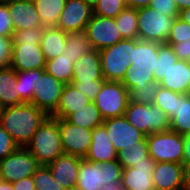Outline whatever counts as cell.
Returning a JSON list of instances; mask_svg holds the SVG:
<instances>
[{
	"label": "cell",
	"mask_w": 190,
	"mask_h": 190,
	"mask_svg": "<svg viewBox=\"0 0 190 190\" xmlns=\"http://www.w3.org/2000/svg\"><path fill=\"white\" fill-rule=\"evenodd\" d=\"M160 88L158 81H150L142 89H133L130 91V101L136 104L152 105Z\"/></svg>",
	"instance_id": "74e56055"
},
{
	"label": "cell",
	"mask_w": 190,
	"mask_h": 190,
	"mask_svg": "<svg viewBox=\"0 0 190 190\" xmlns=\"http://www.w3.org/2000/svg\"><path fill=\"white\" fill-rule=\"evenodd\" d=\"M0 103L4 107L24 103L19 97L16 71L11 66L0 68Z\"/></svg>",
	"instance_id": "d4e9b609"
},
{
	"label": "cell",
	"mask_w": 190,
	"mask_h": 190,
	"mask_svg": "<svg viewBox=\"0 0 190 190\" xmlns=\"http://www.w3.org/2000/svg\"><path fill=\"white\" fill-rule=\"evenodd\" d=\"M44 26H37L22 30H14L12 45H24V43H33L41 45L42 35L45 31Z\"/></svg>",
	"instance_id": "f35d334b"
},
{
	"label": "cell",
	"mask_w": 190,
	"mask_h": 190,
	"mask_svg": "<svg viewBox=\"0 0 190 190\" xmlns=\"http://www.w3.org/2000/svg\"><path fill=\"white\" fill-rule=\"evenodd\" d=\"M89 102V98L80 93L73 84H65L58 107L51 116L57 119H66Z\"/></svg>",
	"instance_id": "cb8c5ba5"
},
{
	"label": "cell",
	"mask_w": 190,
	"mask_h": 190,
	"mask_svg": "<svg viewBox=\"0 0 190 190\" xmlns=\"http://www.w3.org/2000/svg\"><path fill=\"white\" fill-rule=\"evenodd\" d=\"M14 190H33L35 183L32 176L12 183Z\"/></svg>",
	"instance_id": "c3c4849f"
},
{
	"label": "cell",
	"mask_w": 190,
	"mask_h": 190,
	"mask_svg": "<svg viewBox=\"0 0 190 190\" xmlns=\"http://www.w3.org/2000/svg\"><path fill=\"white\" fill-rule=\"evenodd\" d=\"M35 188L39 190H65L54 180L48 165H40L32 175Z\"/></svg>",
	"instance_id": "d590c367"
},
{
	"label": "cell",
	"mask_w": 190,
	"mask_h": 190,
	"mask_svg": "<svg viewBox=\"0 0 190 190\" xmlns=\"http://www.w3.org/2000/svg\"><path fill=\"white\" fill-rule=\"evenodd\" d=\"M84 159L99 163L117 160V151L103 124L92 129L91 145Z\"/></svg>",
	"instance_id": "ffe728a7"
},
{
	"label": "cell",
	"mask_w": 190,
	"mask_h": 190,
	"mask_svg": "<svg viewBox=\"0 0 190 190\" xmlns=\"http://www.w3.org/2000/svg\"><path fill=\"white\" fill-rule=\"evenodd\" d=\"M184 141L182 164L190 163V134L182 135Z\"/></svg>",
	"instance_id": "681fc988"
},
{
	"label": "cell",
	"mask_w": 190,
	"mask_h": 190,
	"mask_svg": "<svg viewBox=\"0 0 190 190\" xmlns=\"http://www.w3.org/2000/svg\"><path fill=\"white\" fill-rule=\"evenodd\" d=\"M12 52V38L0 36V68L10 65Z\"/></svg>",
	"instance_id": "bcb514c9"
},
{
	"label": "cell",
	"mask_w": 190,
	"mask_h": 190,
	"mask_svg": "<svg viewBox=\"0 0 190 190\" xmlns=\"http://www.w3.org/2000/svg\"><path fill=\"white\" fill-rule=\"evenodd\" d=\"M42 78V69L16 72L17 89L20 99L24 103H31L34 88Z\"/></svg>",
	"instance_id": "4dcf8cb0"
},
{
	"label": "cell",
	"mask_w": 190,
	"mask_h": 190,
	"mask_svg": "<svg viewBox=\"0 0 190 190\" xmlns=\"http://www.w3.org/2000/svg\"><path fill=\"white\" fill-rule=\"evenodd\" d=\"M186 40H190V24L176 17L166 43H182Z\"/></svg>",
	"instance_id": "60d3db41"
},
{
	"label": "cell",
	"mask_w": 190,
	"mask_h": 190,
	"mask_svg": "<svg viewBox=\"0 0 190 190\" xmlns=\"http://www.w3.org/2000/svg\"><path fill=\"white\" fill-rule=\"evenodd\" d=\"M118 30L114 18L93 14L86 25L85 33L93 49L100 51L123 39Z\"/></svg>",
	"instance_id": "8fae6325"
},
{
	"label": "cell",
	"mask_w": 190,
	"mask_h": 190,
	"mask_svg": "<svg viewBox=\"0 0 190 190\" xmlns=\"http://www.w3.org/2000/svg\"><path fill=\"white\" fill-rule=\"evenodd\" d=\"M45 71L64 84H71L74 65L71 58L61 54L54 59L46 61Z\"/></svg>",
	"instance_id": "1f68e13d"
},
{
	"label": "cell",
	"mask_w": 190,
	"mask_h": 190,
	"mask_svg": "<svg viewBox=\"0 0 190 190\" xmlns=\"http://www.w3.org/2000/svg\"><path fill=\"white\" fill-rule=\"evenodd\" d=\"M67 33L58 27H46L42 35L41 48L46 61L60 56L65 51Z\"/></svg>",
	"instance_id": "484cf974"
},
{
	"label": "cell",
	"mask_w": 190,
	"mask_h": 190,
	"mask_svg": "<svg viewBox=\"0 0 190 190\" xmlns=\"http://www.w3.org/2000/svg\"><path fill=\"white\" fill-rule=\"evenodd\" d=\"M151 0H126L127 7L138 9L150 6Z\"/></svg>",
	"instance_id": "f907efd6"
},
{
	"label": "cell",
	"mask_w": 190,
	"mask_h": 190,
	"mask_svg": "<svg viewBox=\"0 0 190 190\" xmlns=\"http://www.w3.org/2000/svg\"><path fill=\"white\" fill-rule=\"evenodd\" d=\"M178 17L183 21L187 22L188 24H190V8L179 11Z\"/></svg>",
	"instance_id": "db71d44e"
},
{
	"label": "cell",
	"mask_w": 190,
	"mask_h": 190,
	"mask_svg": "<svg viewBox=\"0 0 190 190\" xmlns=\"http://www.w3.org/2000/svg\"><path fill=\"white\" fill-rule=\"evenodd\" d=\"M186 94L190 97V84H189V87H188Z\"/></svg>",
	"instance_id": "6125c7cd"
},
{
	"label": "cell",
	"mask_w": 190,
	"mask_h": 190,
	"mask_svg": "<svg viewBox=\"0 0 190 190\" xmlns=\"http://www.w3.org/2000/svg\"><path fill=\"white\" fill-rule=\"evenodd\" d=\"M138 39L143 41L166 43L174 20L178 16H163L154 8L141 7L137 9Z\"/></svg>",
	"instance_id": "52a82bcc"
},
{
	"label": "cell",
	"mask_w": 190,
	"mask_h": 190,
	"mask_svg": "<svg viewBox=\"0 0 190 190\" xmlns=\"http://www.w3.org/2000/svg\"><path fill=\"white\" fill-rule=\"evenodd\" d=\"M181 190H190V184L184 182Z\"/></svg>",
	"instance_id": "680465c9"
},
{
	"label": "cell",
	"mask_w": 190,
	"mask_h": 190,
	"mask_svg": "<svg viewBox=\"0 0 190 190\" xmlns=\"http://www.w3.org/2000/svg\"><path fill=\"white\" fill-rule=\"evenodd\" d=\"M21 1H26V2H35L36 0H21Z\"/></svg>",
	"instance_id": "be15d7a7"
},
{
	"label": "cell",
	"mask_w": 190,
	"mask_h": 190,
	"mask_svg": "<svg viewBox=\"0 0 190 190\" xmlns=\"http://www.w3.org/2000/svg\"><path fill=\"white\" fill-rule=\"evenodd\" d=\"M170 130L186 135L190 134V97L180 94L176 98L175 116L170 120Z\"/></svg>",
	"instance_id": "83f0119b"
},
{
	"label": "cell",
	"mask_w": 190,
	"mask_h": 190,
	"mask_svg": "<svg viewBox=\"0 0 190 190\" xmlns=\"http://www.w3.org/2000/svg\"><path fill=\"white\" fill-rule=\"evenodd\" d=\"M39 166L40 164L26 147H18L0 160V178L13 183L31 177Z\"/></svg>",
	"instance_id": "30bf717a"
},
{
	"label": "cell",
	"mask_w": 190,
	"mask_h": 190,
	"mask_svg": "<svg viewBox=\"0 0 190 190\" xmlns=\"http://www.w3.org/2000/svg\"><path fill=\"white\" fill-rule=\"evenodd\" d=\"M74 87L82 94L86 95L93 102L101 91L104 80H94V82H71Z\"/></svg>",
	"instance_id": "b9f144b4"
},
{
	"label": "cell",
	"mask_w": 190,
	"mask_h": 190,
	"mask_svg": "<svg viewBox=\"0 0 190 190\" xmlns=\"http://www.w3.org/2000/svg\"><path fill=\"white\" fill-rule=\"evenodd\" d=\"M171 45L178 60L190 61V40L182 43H166Z\"/></svg>",
	"instance_id": "7dc6e473"
},
{
	"label": "cell",
	"mask_w": 190,
	"mask_h": 190,
	"mask_svg": "<svg viewBox=\"0 0 190 190\" xmlns=\"http://www.w3.org/2000/svg\"><path fill=\"white\" fill-rule=\"evenodd\" d=\"M102 190H125L121 184L108 185L104 187Z\"/></svg>",
	"instance_id": "9f6ffc18"
},
{
	"label": "cell",
	"mask_w": 190,
	"mask_h": 190,
	"mask_svg": "<svg viewBox=\"0 0 190 190\" xmlns=\"http://www.w3.org/2000/svg\"><path fill=\"white\" fill-rule=\"evenodd\" d=\"M149 156L156 162L182 164L184 141L181 134L172 130L146 136Z\"/></svg>",
	"instance_id": "9c48e42d"
},
{
	"label": "cell",
	"mask_w": 190,
	"mask_h": 190,
	"mask_svg": "<svg viewBox=\"0 0 190 190\" xmlns=\"http://www.w3.org/2000/svg\"><path fill=\"white\" fill-rule=\"evenodd\" d=\"M92 50L93 47L90 44L85 31L69 32L66 37L65 51L62 55L71 58L72 64H74L75 61Z\"/></svg>",
	"instance_id": "f546056e"
},
{
	"label": "cell",
	"mask_w": 190,
	"mask_h": 190,
	"mask_svg": "<svg viewBox=\"0 0 190 190\" xmlns=\"http://www.w3.org/2000/svg\"><path fill=\"white\" fill-rule=\"evenodd\" d=\"M12 0H0V4H9Z\"/></svg>",
	"instance_id": "91938a15"
},
{
	"label": "cell",
	"mask_w": 190,
	"mask_h": 190,
	"mask_svg": "<svg viewBox=\"0 0 190 190\" xmlns=\"http://www.w3.org/2000/svg\"><path fill=\"white\" fill-rule=\"evenodd\" d=\"M93 15V8L85 0H66L58 28L66 33L85 31Z\"/></svg>",
	"instance_id": "9a60e30c"
},
{
	"label": "cell",
	"mask_w": 190,
	"mask_h": 190,
	"mask_svg": "<svg viewBox=\"0 0 190 190\" xmlns=\"http://www.w3.org/2000/svg\"><path fill=\"white\" fill-rule=\"evenodd\" d=\"M103 125L116 151L139 146L146 135L136 129L124 116L106 119Z\"/></svg>",
	"instance_id": "4fadbf2b"
},
{
	"label": "cell",
	"mask_w": 190,
	"mask_h": 190,
	"mask_svg": "<svg viewBox=\"0 0 190 190\" xmlns=\"http://www.w3.org/2000/svg\"><path fill=\"white\" fill-rule=\"evenodd\" d=\"M130 92L119 81H106L93 101L103 120L124 116Z\"/></svg>",
	"instance_id": "ba28073f"
},
{
	"label": "cell",
	"mask_w": 190,
	"mask_h": 190,
	"mask_svg": "<svg viewBox=\"0 0 190 190\" xmlns=\"http://www.w3.org/2000/svg\"><path fill=\"white\" fill-rule=\"evenodd\" d=\"M46 59L41 45H12L10 65L16 72L45 69Z\"/></svg>",
	"instance_id": "2e32d148"
},
{
	"label": "cell",
	"mask_w": 190,
	"mask_h": 190,
	"mask_svg": "<svg viewBox=\"0 0 190 190\" xmlns=\"http://www.w3.org/2000/svg\"><path fill=\"white\" fill-rule=\"evenodd\" d=\"M150 7L159 11L163 16H179L174 0H151Z\"/></svg>",
	"instance_id": "f6af8a7d"
},
{
	"label": "cell",
	"mask_w": 190,
	"mask_h": 190,
	"mask_svg": "<svg viewBox=\"0 0 190 190\" xmlns=\"http://www.w3.org/2000/svg\"><path fill=\"white\" fill-rule=\"evenodd\" d=\"M149 156L146 137L139 142V146H132L117 151V161L122 168H131L139 162H146Z\"/></svg>",
	"instance_id": "836d02e7"
},
{
	"label": "cell",
	"mask_w": 190,
	"mask_h": 190,
	"mask_svg": "<svg viewBox=\"0 0 190 190\" xmlns=\"http://www.w3.org/2000/svg\"><path fill=\"white\" fill-rule=\"evenodd\" d=\"M184 182L190 184V163L183 164Z\"/></svg>",
	"instance_id": "f5cc1de1"
},
{
	"label": "cell",
	"mask_w": 190,
	"mask_h": 190,
	"mask_svg": "<svg viewBox=\"0 0 190 190\" xmlns=\"http://www.w3.org/2000/svg\"><path fill=\"white\" fill-rule=\"evenodd\" d=\"M3 110H4V106L0 103V117H1V115L3 113Z\"/></svg>",
	"instance_id": "94428289"
},
{
	"label": "cell",
	"mask_w": 190,
	"mask_h": 190,
	"mask_svg": "<svg viewBox=\"0 0 190 190\" xmlns=\"http://www.w3.org/2000/svg\"><path fill=\"white\" fill-rule=\"evenodd\" d=\"M14 30L43 26L33 2L12 0L8 4Z\"/></svg>",
	"instance_id": "7402d4cb"
},
{
	"label": "cell",
	"mask_w": 190,
	"mask_h": 190,
	"mask_svg": "<svg viewBox=\"0 0 190 190\" xmlns=\"http://www.w3.org/2000/svg\"><path fill=\"white\" fill-rule=\"evenodd\" d=\"M156 190H181L184 183L183 164L158 162L152 173Z\"/></svg>",
	"instance_id": "d6986e66"
},
{
	"label": "cell",
	"mask_w": 190,
	"mask_h": 190,
	"mask_svg": "<svg viewBox=\"0 0 190 190\" xmlns=\"http://www.w3.org/2000/svg\"><path fill=\"white\" fill-rule=\"evenodd\" d=\"M126 7V0H99L93 7V14L115 18Z\"/></svg>",
	"instance_id": "ab89813d"
},
{
	"label": "cell",
	"mask_w": 190,
	"mask_h": 190,
	"mask_svg": "<svg viewBox=\"0 0 190 190\" xmlns=\"http://www.w3.org/2000/svg\"><path fill=\"white\" fill-rule=\"evenodd\" d=\"M26 148L40 165H48L58 156L64 154L60 134V119L48 116L34 133Z\"/></svg>",
	"instance_id": "3957f363"
},
{
	"label": "cell",
	"mask_w": 190,
	"mask_h": 190,
	"mask_svg": "<svg viewBox=\"0 0 190 190\" xmlns=\"http://www.w3.org/2000/svg\"><path fill=\"white\" fill-rule=\"evenodd\" d=\"M92 8L98 3L99 0H85Z\"/></svg>",
	"instance_id": "6f0895ef"
},
{
	"label": "cell",
	"mask_w": 190,
	"mask_h": 190,
	"mask_svg": "<svg viewBox=\"0 0 190 190\" xmlns=\"http://www.w3.org/2000/svg\"><path fill=\"white\" fill-rule=\"evenodd\" d=\"M135 39H122L116 44L99 51L104 80L121 82L131 64Z\"/></svg>",
	"instance_id": "8992f818"
},
{
	"label": "cell",
	"mask_w": 190,
	"mask_h": 190,
	"mask_svg": "<svg viewBox=\"0 0 190 190\" xmlns=\"http://www.w3.org/2000/svg\"><path fill=\"white\" fill-rule=\"evenodd\" d=\"M48 116L32 103H23L4 107L0 124L12 136L18 147H26Z\"/></svg>",
	"instance_id": "6da1fadb"
},
{
	"label": "cell",
	"mask_w": 190,
	"mask_h": 190,
	"mask_svg": "<svg viewBox=\"0 0 190 190\" xmlns=\"http://www.w3.org/2000/svg\"><path fill=\"white\" fill-rule=\"evenodd\" d=\"M65 120L72 125L90 130L102 125L104 121L100 115L99 109L94 102L91 101L86 104L85 107L70 114Z\"/></svg>",
	"instance_id": "4316f807"
},
{
	"label": "cell",
	"mask_w": 190,
	"mask_h": 190,
	"mask_svg": "<svg viewBox=\"0 0 190 190\" xmlns=\"http://www.w3.org/2000/svg\"><path fill=\"white\" fill-rule=\"evenodd\" d=\"M72 82H94L104 80L101 68L100 53L93 49L74 62Z\"/></svg>",
	"instance_id": "44dd1931"
},
{
	"label": "cell",
	"mask_w": 190,
	"mask_h": 190,
	"mask_svg": "<svg viewBox=\"0 0 190 190\" xmlns=\"http://www.w3.org/2000/svg\"><path fill=\"white\" fill-rule=\"evenodd\" d=\"M64 86L63 82L42 69V78L34 88L31 103L51 116L58 107Z\"/></svg>",
	"instance_id": "7c38bea8"
},
{
	"label": "cell",
	"mask_w": 190,
	"mask_h": 190,
	"mask_svg": "<svg viewBox=\"0 0 190 190\" xmlns=\"http://www.w3.org/2000/svg\"><path fill=\"white\" fill-rule=\"evenodd\" d=\"M159 83L160 87L186 94L190 84V61L178 60Z\"/></svg>",
	"instance_id": "603a6c76"
},
{
	"label": "cell",
	"mask_w": 190,
	"mask_h": 190,
	"mask_svg": "<svg viewBox=\"0 0 190 190\" xmlns=\"http://www.w3.org/2000/svg\"><path fill=\"white\" fill-rule=\"evenodd\" d=\"M114 20L123 39H138L137 9L126 7Z\"/></svg>",
	"instance_id": "d6a6232c"
},
{
	"label": "cell",
	"mask_w": 190,
	"mask_h": 190,
	"mask_svg": "<svg viewBox=\"0 0 190 190\" xmlns=\"http://www.w3.org/2000/svg\"><path fill=\"white\" fill-rule=\"evenodd\" d=\"M124 117L146 136L170 130V119L158 106L129 101Z\"/></svg>",
	"instance_id": "5b68a950"
},
{
	"label": "cell",
	"mask_w": 190,
	"mask_h": 190,
	"mask_svg": "<svg viewBox=\"0 0 190 190\" xmlns=\"http://www.w3.org/2000/svg\"><path fill=\"white\" fill-rule=\"evenodd\" d=\"M179 11L190 8V0H174Z\"/></svg>",
	"instance_id": "816d5d0a"
},
{
	"label": "cell",
	"mask_w": 190,
	"mask_h": 190,
	"mask_svg": "<svg viewBox=\"0 0 190 190\" xmlns=\"http://www.w3.org/2000/svg\"><path fill=\"white\" fill-rule=\"evenodd\" d=\"M14 33V26L8 4H0V36L12 38Z\"/></svg>",
	"instance_id": "7bdbcfd3"
},
{
	"label": "cell",
	"mask_w": 190,
	"mask_h": 190,
	"mask_svg": "<svg viewBox=\"0 0 190 190\" xmlns=\"http://www.w3.org/2000/svg\"><path fill=\"white\" fill-rule=\"evenodd\" d=\"M159 43L135 39L131 64L121 83L130 92L142 89L148 82L155 81L154 70L158 59Z\"/></svg>",
	"instance_id": "7a4b0ae2"
},
{
	"label": "cell",
	"mask_w": 190,
	"mask_h": 190,
	"mask_svg": "<svg viewBox=\"0 0 190 190\" xmlns=\"http://www.w3.org/2000/svg\"><path fill=\"white\" fill-rule=\"evenodd\" d=\"M180 94L179 92L160 87L153 104L160 107L171 120L175 116L176 98Z\"/></svg>",
	"instance_id": "8d00e7d4"
},
{
	"label": "cell",
	"mask_w": 190,
	"mask_h": 190,
	"mask_svg": "<svg viewBox=\"0 0 190 190\" xmlns=\"http://www.w3.org/2000/svg\"><path fill=\"white\" fill-rule=\"evenodd\" d=\"M60 134L64 154L85 158L91 145L92 130L60 119Z\"/></svg>",
	"instance_id": "5bb4252c"
},
{
	"label": "cell",
	"mask_w": 190,
	"mask_h": 190,
	"mask_svg": "<svg viewBox=\"0 0 190 190\" xmlns=\"http://www.w3.org/2000/svg\"><path fill=\"white\" fill-rule=\"evenodd\" d=\"M66 0H36V11L44 27H57Z\"/></svg>",
	"instance_id": "f1b7e54d"
},
{
	"label": "cell",
	"mask_w": 190,
	"mask_h": 190,
	"mask_svg": "<svg viewBox=\"0 0 190 190\" xmlns=\"http://www.w3.org/2000/svg\"><path fill=\"white\" fill-rule=\"evenodd\" d=\"M0 190H14V189L11 182L0 179Z\"/></svg>",
	"instance_id": "11a10c76"
},
{
	"label": "cell",
	"mask_w": 190,
	"mask_h": 190,
	"mask_svg": "<svg viewBox=\"0 0 190 190\" xmlns=\"http://www.w3.org/2000/svg\"><path fill=\"white\" fill-rule=\"evenodd\" d=\"M82 159L75 155L62 154L48 164L54 180L65 190L76 188L80 161Z\"/></svg>",
	"instance_id": "ac0fdd59"
},
{
	"label": "cell",
	"mask_w": 190,
	"mask_h": 190,
	"mask_svg": "<svg viewBox=\"0 0 190 190\" xmlns=\"http://www.w3.org/2000/svg\"><path fill=\"white\" fill-rule=\"evenodd\" d=\"M76 190H102L108 185L121 184L122 166L117 160L80 161Z\"/></svg>",
	"instance_id": "277c9868"
},
{
	"label": "cell",
	"mask_w": 190,
	"mask_h": 190,
	"mask_svg": "<svg viewBox=\"0 0 190 190\" xmlns=\"http://www.w3.org/2000/svg\"><path fill=\"white\" fill-rule=\"evenodd\" d=\"M18 148L12 136L0 124V160L6 158Z\"/></svg>",
	"instance_id": "ee69618b"
},
{
	"label": "cell",
	"mask_w": 190,
	"mask_h": 190,
	"mask_svg": "<svg viewBox=\"0 0 190 190\" xmlns=\"http://www.w3.org/2000/svg\"><path fill=\"white\" fill-rule=\"evenodd\" d=\"M156 70H154L155 81L160 82L165 77L166 72L173 66L178 58L171 45L166 43L159 44L158 59Z\"/></svg>",
	"instance_id": "e575fe53"
},
{
	"label": "cell",
	"mask_w": 190,
	"mask_h": 190,
	"mask_svg": "<svg viewBox=\"0 0 190 190\" xmlns=\"http://www.w3.org/2000/svg\"><path fill=\"white\" fill-rule=\"evenodd\" d=\"M156 162L146 157V162H139L131 168H122L121 186L125 190H153L152 173Z\"/></svg>",
	"instance_id": "e0dca14e"
}]
</instances>
